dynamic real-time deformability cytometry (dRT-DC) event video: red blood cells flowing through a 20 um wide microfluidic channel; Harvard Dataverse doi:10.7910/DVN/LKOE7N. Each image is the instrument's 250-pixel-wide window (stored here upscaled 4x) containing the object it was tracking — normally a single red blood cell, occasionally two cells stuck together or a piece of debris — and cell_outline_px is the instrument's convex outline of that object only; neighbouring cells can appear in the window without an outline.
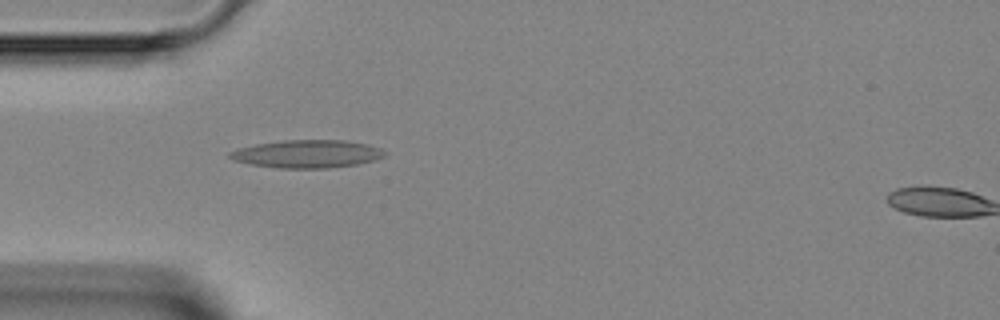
{"species": "Egyptian fruit bat (a non-hibernating species)", "species_latin": "Rousettus aegyptiacus", "temperature_condition": "room temperature", "stored_images_in_passage": 2, "segment_of_instrument_passage": [1, 2], "camera_frame_rate_fps": 3000, "um_per_image_px": 0.085, "animal": {"sex": "female"}, "frame": {"image": 1, "passage_image": 1, "time_ms": 0.0, "image_size_px": [1000, 320], "cell_outline_px": [[388, 152], [384, 156], [372, 160], [356, 164], [328, 168], [276, 168], [252, 164], [236, 160], [228, 156], [228, 152], [236, 148], [256, 144], [284, 140], [344, 140], [368, 144], [380, 148]], "centroid_in_image_um": [26.1, 13.07], "position_along_channel_um": 58.9, "area_um2": 25.09}}